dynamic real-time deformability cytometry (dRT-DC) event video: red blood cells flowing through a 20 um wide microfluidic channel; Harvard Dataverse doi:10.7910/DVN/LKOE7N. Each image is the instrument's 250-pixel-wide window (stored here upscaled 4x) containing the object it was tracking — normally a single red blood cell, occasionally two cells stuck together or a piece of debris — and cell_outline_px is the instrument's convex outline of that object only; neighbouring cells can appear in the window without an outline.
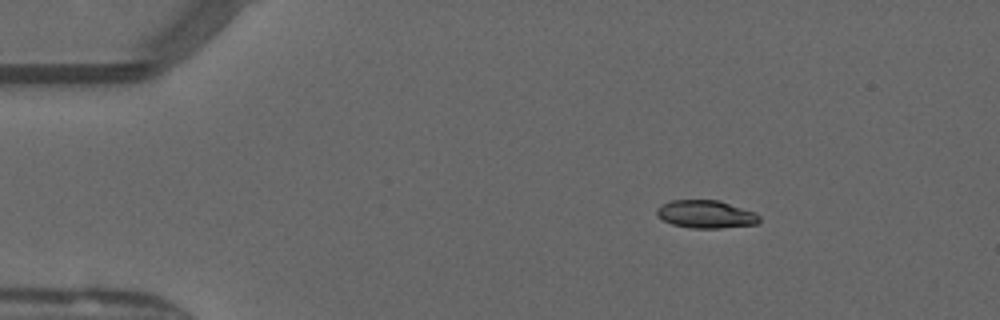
{"species": "common noctule bat (a hibernating species)", "species_latin": "Nyctalus noctula", "temperature_condition": "warm", "stored_images_in_passage": 43, "camera_frame_rate_fps": 3000, "um_per_image_px": 0.085, "animal": {"sex": "male", "forearm_length_mm": 52.5}, "frame": {"image": 1, "passage_image": 1, "time_ms": 0.0, "image_size_px": [1000, 320], "cell_outline_px": [[760, 220], [756, 224], [720, 228], [692, 228], [672, 224], [656, 216], [656, 208], [660, 204], [672, 200], [720, 200], [756, 212], [760, 216]], "centroid_in_image_um": [59.99, 18.2], "position_along_channel_um": 25.0, "area_um2": 16.82}}
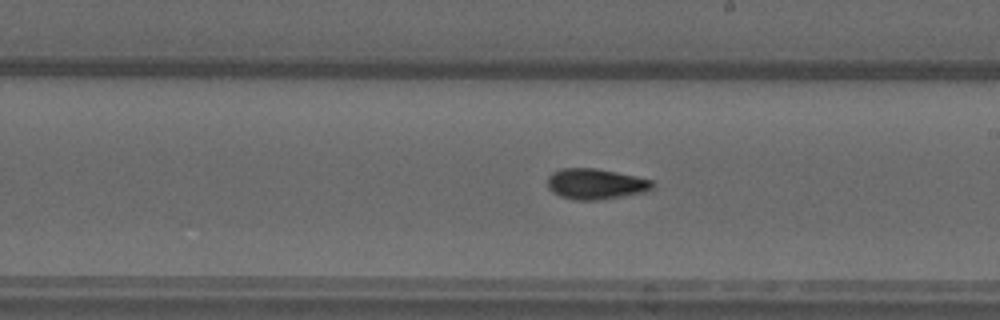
{"frame": {"image": 2, "passage_image": 22, "time_ms": 7.0, "image_size_px": [1000, 320], "cell_outline_px": [[656, 184], [652, 188], [644, 192], [600, 200], [576, 200], [560, 196], [552, 192], [548, 188], [548, 176], [552, 172], [560, 168], [596, 168], [616, 172], [652, 180]], "centroid_in_image_um": [50.61, 15.63], "position_along_channel_um": 238.4, "area_um2": 18.79}}
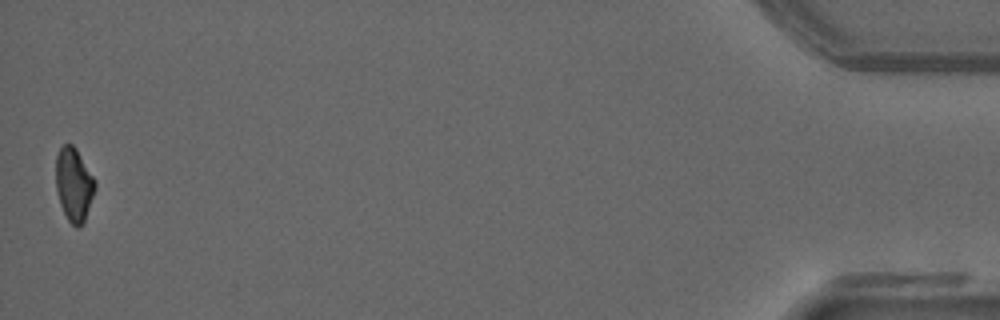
{"frame": {"image": 3, "passage_image": 43, "time_ms": 14.0, "image_size_px": [1000, 320], "cell_outline_px": [[96, 188], [84, 224], [80, 228], [76, 228], [68, 220], [60, 204], [56, 188], [56, 156], [60, 148], [64, 144], [72, 144], [76, 148], [96, 180]], "centroid_in_image_um": [6.3, 15.71], "position_along_channel_um": 428.9, "area_um2": 16.99}, "authors_computed_cell_mechanics": {"area_um2": 17.8602, "velocity_mm_per_s": 4.0948, "shape_relaxation_time_tau1_ms": 8.3957, "shape_relaxation_time_tau2_ms": 2.2485, "deformation_change_tau1": 0.2492, "deformation_change_tau2": 0.0728}}